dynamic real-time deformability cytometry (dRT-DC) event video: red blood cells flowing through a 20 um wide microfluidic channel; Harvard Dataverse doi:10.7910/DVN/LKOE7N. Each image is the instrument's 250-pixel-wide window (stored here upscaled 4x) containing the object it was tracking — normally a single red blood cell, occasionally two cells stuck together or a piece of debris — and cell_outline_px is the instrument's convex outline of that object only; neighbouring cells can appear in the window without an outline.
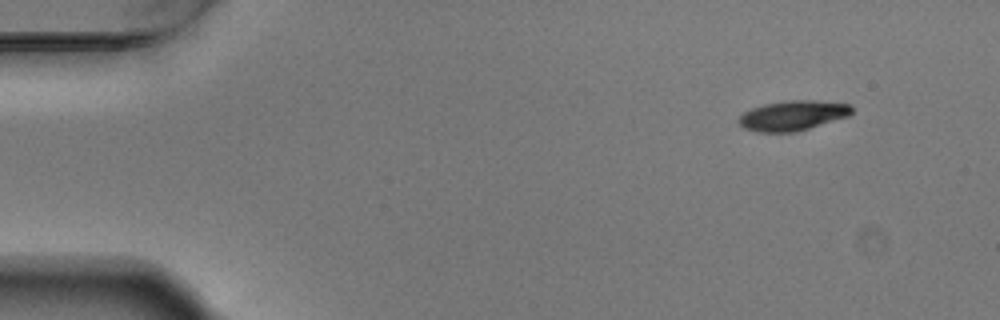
{"species": "Egyptian fruit bat (a non-hibernating species)", "species_latin": "Rousettus aegyptiacus", "temperature_condition": "warm", "stored_images_in_passage": 4, "camera_frame_rate_fps": 3000, "um_per_image_px": 0.085, "animal": {"sex": "male"}, "frame": {"image": 1, "passage_image": 1, "time_ms": 0.0, "image_size_px": [1000, 320], "cell_outline_px": [[852, 112], [848, 116], [796, 132], [756, 132], [744, 128], [736, 120], [744, 112], [752, 108], [764, 104], [792, 100], [816, 100], [852, 104]], "centroid_in_image_um": [67.38, 9.82], "position_along_channel_um": 17.6, "area_um2": 19.71}}
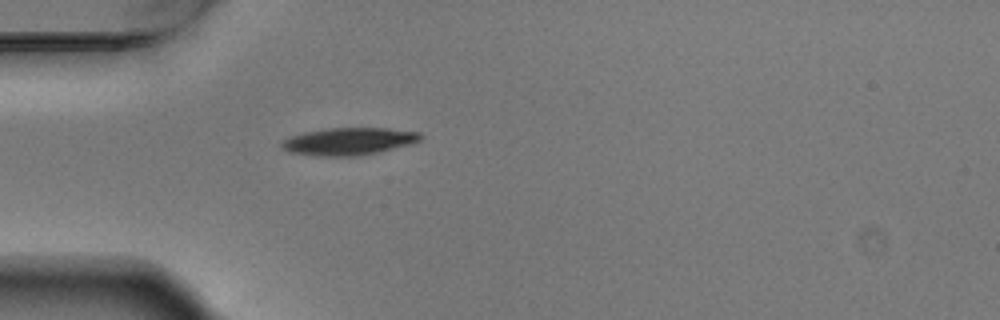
{"frame": {"image": 2, "passage_image": 4, "time_ms": 1.0, "image_size_px": [1000, 320], "cell_outline_px": [[424, 136], [420, 140], [408, 144], [376, 152], [356, 156], [312, 156], [288, 152], [280, 144], [284, 140], [292, 136], [304, 132], [328, 128], [388, 128], [420, 132]], "centroid_in_image_um": [29.63, 12.01], "position_along_channel_um": 55.4, "area_um2": 21.96}}